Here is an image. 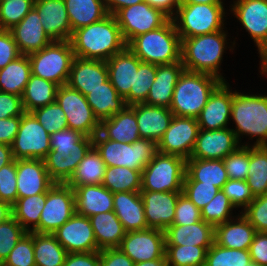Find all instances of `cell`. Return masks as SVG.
<instances>
[{
    "mask_svg": "<svg viewBox=\"0 0 267 266\" xmlns=\"http://www.w3.org/2000/svg\"><path fill=\"white\" fill-rule=\"evenodd\" d=\"M70 42L75 57L102 61H107L127 47L112 14L73 31Z\"/></svg>",
    "mask_w": 267,
    "mask_h": 266,
    "instance_id": "obj_1",
    "label": "cell"
},
{
    "mask_svg": "<svg viewBox=\"0 0 267 266\" xmlns=\"http://www.w3.org/2000/svg\"><path fill=\"white\" fill-rule=\"evenodd\" d=\"M92 147L93 138L70 128L51 134V150L43 159L51 180L66 184Z\"/></svg>",
    "mask_w": 267,
    "mask_h": 266,
    "instance_id": "obj_2",
    "label": "cell"
},
{
    "mask_svg": "<svg viewBox=\"0 0 267 266\" xmlns=\"http://www.w3.org/2000/svg\"><path fill=\"white\" fill-rule=\"evenodd\" d=\"M226 33L220 30L210 34L181 38V62L187 71L210 74L225 82L219 73Z\"/></svg>",
    "mask_w": 267,
    "mask_h": 266,
    "instance_id": "obj_3",
    "label": "cell"
},
{
    "mask_svg": "<svg viewBox=\"0 0 267 266\" xmlns=\"http://www.w3.org/2000/svg\"><path fill=\"white\" fill-rule=\"evenodd\" d=\"M127 47L145 63L163 65L181 61V38L172 19L158 29L134 37Z\"/></svg>",
    "mask_w": 267,
    "mask_h": 266,
    "instance_id": "obj_4",
    "label": "cell"
},
{
    "mask_svg": "<svg viewBox=\"0 0 267 266\" xmlns=\"http://www.w3.org/2000/svg\"><path fill=\"white\" fill-rule=\"evenodd\" d=\"M222 82L210 74L184 70L175 86L169 109L174 116L197 118L210 95Z\"/></svg>",
    "mask_w": 267,
    "mask_h": 266,
    "instance_id": "obj_5",
    "label": "cell"
},
{
    "mask_svg": "<svg viewBox=\"0 0 267 266\" xmlns=\"http://www.w3.org/2000/svg\"><path fill=\"white\" fill-rule=\"evenodd\" d=\"M93 147L106 166L134 170H143L158 153V144L154 140L140 138L134 143L118 142L104 138L99 132L93 137Z\"/></svg>",
    "mask_w": 267,
    "mask_h": 266,
    "instance_id": "obj_6",
    "label": "cell"
},
{
    "mask_svg": "<svg viewBox=\"0 0 267 266\" xmlns=\"http://www.w3.org/2000/svg\"><path fill=\"white\" fill-rule=\"evenodd\" d=\"M231 118L236 125L232 131L238 140L241 134H246L258 137L254 146H267V96L234 92Z\"/></svg>",
    "mask_w": 267,
    "mask_h": 266,
    "instance_id": "obj_7",
    "label": "cell"
},
{
    "mask_svg": "<svg viewBox=\"0 0 267 266\" xmlns=\"http://www.w3.org/2000/svg\"><path fill=\"white\" fill-rule=\"evenodd\" d=\"M223 4H180L171 18L180 38L195 37L222 30Z\"/></svg>",
    "mask_w": 267,
    "mask_h": 266,
    "instance_id": "obj_8",
    "label": "cell"
},
{
    "mask_svg": "<svg viewBox=\"0 0 267 266\" xmlns=\"http://www.w3.org/2000/svg\"><path fill=\"white\" fill-rule=\"evenodd\" d=\"M28 57L32 75L54 82L58 86L67 84L75 58L70 40L53 41Z\"/></svg>",
    "mask_w": 267,
    "mask_h": 266,
    "instance_id": "obj_9",
    "label": "cell"
},
{
    "mask_svg": "<svg viewBox=\"0 0 267 266\" xmlns=\"http://www.w3.org/2000/svg\"><path fill=\"white\" fill-rule=\"evenodd\" d=\"M185 174L184 158L158 152L142 170L141 190L182 191Z\"/></svg>",
    "mask_w": 267,
    "mask_h": 266,
    "instance_id": "obj_10",
    "label": "cell"
},
{
    "mask_svg": "<svg viewBox=\"0 0 267 266\" xmlns=\"http://www.w3.org/2000/svg\"><path fill=\"white\" fill-rule=\"evenodd\" d=\"M55 101L65 112L68 128L93 138L100 130V122L95 117L86 97L67 84L59 86Z\"/></svg>",
    "mask_w": 267,
    "mask_h": 266,
    "instance_id": "obj_11",
    "label": "cell"
},
{
    "mask_svg": "<svg viewBox=\"0 0 267 266\" xmlns=\"http://www.w3.org/2000/svg\"><path fill=\"white\" fill-rule=\"evenodd\" d=\"M75 214L74 190L67 184L54 183L46 193L36 233L52 234Z\"/></svg>",
    "mask_w": 267,
    "mask_h": 266,
    "instance_id": "obj_12",
    "label": "cell"
},
{
    "mask_svg": "<svg viewBox=\"0 0 267 266\" xmlns=\"http://www.w3.org/2000/svg\"><path fill=\"white\" fill-rule=\"evenodd\" d=\"M13 157L19 159H44L50 148V135L31 112H25L17 135L11 145Z\"/></svg>",
    "mask_w": 267,
    "mask_h": 266,
    "instance_id": "obj_13",
    "label": "cell"
},
{
    "mask_svg": "<svg viewBox=\"0 0 267 266\" xmlns=\"http://www.w3.org/2000/svg\"><path fill=\"white\" fill-rule=\"evenodd\" d=\"M126 44L134 37L163 26L170 18L147 2L118 10L114 14Z\"/></svg>",
    "mask_w": 267,
    "mask_h": 266,
    "instance_id": "obj_14",
    "label": "cell"
},
{
    "mask_svg": "<svg viewBox=\"0 0 267 266\" xmlns=\"http://www.w3.org/2000/svg\"><path fill=\"white\" fill-rule=\"evenodd\" d=\"M199 125L196 118L174 116L169 128L158 141V152L176 155L185 160L191 157Z\"/></svg>",
    "mask_w": 267,
    "mask_h": 266,
    "instance_id": "obj_15",
    "label": "cell"
},
{
    "mask_svg": "<svg viewBox=\"0 0 267 266\" xmlns=\"http://www.w3.org/2000/svg\"><path fill=\"white\" fill-rule=\"evenodd\" d=\"M118 248L134 263L166 258L165 232L151 228L126 232Z\"/></svg>",
    "mask_w": 267,
    "mask_h": 266,
    "instance_id": "obj_16",
    "label": "cell"
},
{
    "mask_svg": "<svg viewBox=\"0 0 267 266\" xmlns=\"http://www.w3.org/2000/svg\"><path fill=\"white\" fill-rule=\"evenodd\" d=\"M52 234L68 253L100 251L89 217L76 212Z\"/></svg>",
    "mask_w": 267,
    "mask_h": 266,
    "instance_id": "obj_17",
    "label": "cell"
},
{
    "mask_svg": "<svg viewBox=\"0 0 267 266\" xmlns=\"http://www.w3.org/2000/svg\"><path fill=\"white\" fill-rule=\"evenodd\" d=\"M181 193L182 191H140L148 228L165 231L173 224L177 200Z\"/></svg>",
    "mask_w": 267,
    "mask_h": 266,
    "instance_id": "obj_18",
    "label": "cell"
},
{
    "mask_svg": "<svg viewBox=\"0 0 267 266\" xmlns=\"http://www.w3.org/2000/svg\"><path fill=\"white\" fill-rule=\"evenodd\" d=\"M239 145V140L230 128L199 129L190 158L223 160L227 155L236 151Z\"/></svg>",
    "mask_w": 267,
    "mask_h": 266,
    "instance_id": "obj_19",
    "label": "cell"
},
{
    "mask_svg": "<svg viewBox=\"0 0 267 266\" xmlns=\"http://www.w3.org/2000/svg\"><path fill=\"white\" fill-rule=\"evenodd\" d=\"M16 172L18 198L47 193L54 185L42 159L16 160Z\"/></svg>",
    "mask_w": 267,
    "mask_h": 266,
    "instance_id": "obj_20",
    "label": "cell"
},
{
    "mask_svg": "<svg viewBox=\"0 0 267 266\" xmlns=\"http://www.w3.org/2000/svg\"><path fill=\"white\" fill-rule=\"evenodd\" d=\"M233 94L234 92H230L226 81L222 82L213 91L208 102L196 118L199 129L218 130L228 127Z\"/></svg>",
    "mask_w": 267,
    "mask_h": 266,
    "instance_id": "obj_21",
    "label": "cell"
},
{
    "mask_svg": "<svg viewBox=\"0 0 267 266\" xmlns=\"http://www.w3.org/2000/svg\"><path fill=\"white\" fill-rule=\"evenodd\" d=\"M34 8L39 13L45 33L53 41L71 39L72 29L64 0H36Z\"/></svg>",
    "mask_w": 267,
    "mask_h": 266,
    "instance_id": "obj_22",
    "label": "cell"
},
{
    "mask_svg": "<svg viewBox=\"0 0 267 266\" xmlns=\"http://www.w3.org/2000/svg\"><path fill=\"white\" fill-rule=\"evenodd\" d=\"M10 32L21 55H29L40 51L53 42L45 33L39 13L34 7L18 24L10 29Z\"/></svg>",
    "mask_w": 267,
    "mask_h": 266,
    "instance_id": "obj_23",
    "label": "cell"
},
{
    "mask_svg": "<svg viewBox=\"0 0 267 266\" xmlns=\"http://www.w3.org/2000/svg\"><path fill=\"white\" fill-rule=\"evenodd\" d=\"M108 80L106 61L75 57L67 85L86 96Z\"/></svg>",
    "mask_w": 267,
    "mask_h": 266,
    "instance_id": "obj_24",
    "label": "cell"
},
{
    "mask_svg": "<svg viewBox=\"0 0 267 266\" xmlns=\"http://www.w3.org/2000/svg\"><path fill=\"white\" fill-rule=\"evenodd\" d=\"M232 11L259 48L267 40V0H237Z\"/></svg>",
    "mask_w": 267,
    "mask_h": 266,
    "instance_id": "obj_25",
    "label": "cell"
},
{
    "mask_svg": "<svg viewBox=\"0 0 267 266\" xmlns=\"http://www.w3.org/2000/svg\"><path fill=\"white\" fill-rule=\"evenodd\" d=\"M141 62L128 47L106 61L108 79L123 99L134 89L135 71Z\"/></svg>",
    "mask_w": 267,
    "mask_h": 266,
    "instance_id": "obj_26",
    "label": "cell"
},
{
    "mask_svg": "<svg viewBox=\"0 0 267 266\" xmlns=\"http://www.w3.org/2000/svg\"><path fill=\"white\" fill-rule=\"evenodd\" d=\"M131 106L135 109L140 138L158 143L174 117L172 111L168 107L150 106L144 103Z\"/></svg>",
    "mask_w": 267,
    "mask_h": 266,
    "instance_id": "obj_27",
    "label": "cell"
},
{
    "mask_svg": "<svg viewBox=\"0 0 267 266\" xmlns=\"http://www.w3.org/2000/svg\"><path fill=\"white\" fill-rule=\"evenodd\" d=\"M184 70L181 61L157 65L155 80L144 104L170 108L175 86Z\"/></svg>",
    "mask_w": 267,
    "mask_h": 266,
    "instance_id": "obj_28",
    "label": "cell"
},
{
    "mask_svg": "<svg viewBox=\"0 0 267 266\" xmlns=\"http://www.w3.org/2000/svg\"><path fill=\"white\" fill-rule=\"evenodd\" d=\"M113 211L126 232L148 229L140 192L113 193Z\"/></svg>",
    "mask_w": 267,
    "mask_h": 266,
    "instance_id": "obj_29",
    "label": "cell"
},
{
    "mask_svg": "<svg viewBox=\"0 0 267 266\" xmlns=\"http://www.w3.org/2000/svg\"><path fill=\"white\" fill-rule=\"evenodd\" d=\"M75 212L90 217L98 213L113 211V193L98 185H81L74 189Z\"/></svg>",
    "mask_w": 267,
    "mask_h": 266,
    "instance_id": "obj_30",
    "label": "cell"
},
{
    "mask_svg": "<svg viewBox=\"0 0 267 266\" xmlns=\"http://www.w3.org/2000/svg\"><path fill=\"white\" fill-rule=\"evenodd\" d=\"M233 220L215 226L214 242L224 248L249 250L256 229L242 213L237 222Z\"/></svg>",
    "mask_w": 267,
    "mask_h": 266,
    "instance_id": "obj_31",
    "label": "cell"
},
{
    "mask_svg": "<svg viewBox=\"0 0 267 266\" xmlns=\"http://www.w3.org/2000/svg\"><path fill=\"white\" fill-rule=\"evenodd\" d=\"M164 232L166 245L211 247L215 227L201 220L190 225H171Z\"/></svg>",
    "mask_w": 267,
    "mask_h": 266,
    "instance_id": "obj_32",
    "label": "cell"
},
{
    "mask_svg": "<svg viewBox=\"0 0 267 266\" xmlns=\"http://www.w3.org/2000/svg\"><path fill=\"white\" fill-rule=\"evenodd\" d=\"M99 133L106 139L134 143L140 139L135 109L126 106L121 112L100 122Z\"/></svg>",
    "mask_w": 267,
    "mask_h": 266,
    "instance_id": "obj_33",
    "label": "cell"
},
{
    "mask_svg": "<svg viewBox=\"0 0 267 266\" xmlns=\"http://www.w3.org/2000/svg\"><path fill=\"white\" fill-rule=\"evenodd\" d=\"M228 180L223 160L196 158L186 160L184 181H200L203 184L214 185L221 190Z\"/></svg>",
    "mask_w": 267,
    "mask_h": 266,
    "instance_id": "obj_34",
    "label": "cell"
},
{
    "mask_svg": "<svg viewBox=\"0 0 267 266\" xmlns=\"http://www.w3.org/2000/svg\"><path fill=\"white\" fill-rule=\"evenodd\" d=\"M89 219L100 250L120 246L126 231L114 211L98 213Z\"/></svg>",
    "mask_w": 267,
    "mask_h": 266,
    "instance_id": "obj_35",
    "label": "cell"
},
{
    "mask_svg": "<svg viewBox=\"0 0 267 266\" xmlns=\"http://www.w3.org/2000/svg\"><path fill=\"white\" fill-rule=\"evenodd\" d=\"M85 97L99 122L121 112L127 106L109 79Z\"/></svg>",
    "mask_w": 267,
    "mask_h": 266,
    "instance_id": "obj_36",
    "label": "cell"
},
{
    "mask_svg": "<svg viewBox=\"0 0 267 266\" xmlns=\"http://www.w3.org/2000/svg\"><path fill=\"white\" fill-rule=\"evenodd\" d=\"M66 10L73 31L78 28L93 24L109 13L104 0H64Z\"/></svg>",
    "mask_w": 267,
    "mask_h": 266,
    "instance_id": "obj_37",
    "label": "cell"
},
{
    "mask_svg": "<svg viewBox=\"0 0 267 266\" xmlns=\"http://www.w3.org/2000/svg\"><path fill=\"white\" fill-rule=\"evenodd\" d=\"M106 167L100 154L92 147L80 161L75 172L66 184L73 190L81 185L102 184Z\"/></svg>",
    "mask_w": 267,
    "mask_h": 266,
    "instance_id": "obj_38",
    "label": "cell"
},
{
    "mask_svg": "<svg viewBox=\"0 0 267 266\" xmlns=\"http://www.w3.org/2000/svg\"><path fill=\"white\" fill-rule=\"evenodd\" d=\"M58 87L54 82L31 74L21 96L24 111L32 112L55 102Z\"/></svg>",
    "mask_w": 267,
    "mask_h": 266,
    "instance_id": "obj_39",
    "label": "cell"
},
{
    "mask_svg": "<svg viewBox=\"0 0 267 266\" xmlns=\"http://www.w3.org/2000/svg\"><path fill=\"white\" fill-rule=\"evenodd\" d=\"M31 75L28 55H21L0 69V92L22 96Z\"/></svg>",
    "mask_w": 267,
    "mask_h": 266,
    "instance_id": "obj_40",
    "label": "cell"
},
{
    "mask_svg": "<svg viewBox=\"0 0 267 266\" xmlns=\"http://www.w3.org/2000/svg\"><path fill=\"white\" fill-rule=\"evenodd\" d=\"M36 266H63L68 252L53 234L33 232Z\"/></svg>",
    "mask_w": 267,
    "mask_h": 266,
    "instance_id": "obj_41",
    "label": "cell"
},
{
    "mask_svg": "<svg viewBox=\"0 0 267 266\" xmlns=\"http://www.w3.org/2000/svg\"><path fill=\"white\" fill-rule=\"evenodd\" d=\"M142 170L122 166H107L102 185L115 192H140Z\"/></svg>",
    "mask_w": 267,
    "mask_h": 266,
    "instance_id": "obj_42",
    "label": "cell"
},
{
    "mask_svg": "<svg viewBox=\"0 0 267 266\" xmlns=\"http://www.w3.org/2000/svg\"><path fill=\"white\" fill-rule=\"evenodd\" d=\"M45 202L46 193L18 198L12 205V216L27 232H33L39 226L40 214Z\"/></svg>",
    "mask_w": 267,
    "mask_h": 266,
    "instance_id": "obj_43",
    "label": "cell"
},
{
    "mask_svg": "<svg viewBox=\"0 0 267 266\" xmlns=\"http://www.w3.org/2000/svg\"><path fill=\"white\" fill-rule=\"evenodd\" d=\"M247 184L254 197L267 193V146H250Z\"/></svg>",
    "mask_w": 267,
    "mask_h": 266,
    "instance_id": "obj_44",
    "label": "cell"
},
{
    "mask_svg": "<svg viewBox=\"0 0 267 266\" xmlns=\"http://www.w3.org/2000/svg\"><path fill=\"white\" fill-rule=\"evenodd\" d=\"M210 247L166 245L168 266H204Z\"/></svg>",
    "mask_w": 267,
    "mask_h": 266,
    "instance_id": "obj_45",
    "label": "cell"
},
{
    "mask_svg": "<svg viewBox=\"0 0 267 266\" xmlns=\"http://www.w3.org/2000/svg\"><path fill=\"white\" fill-rule=\"evenodd\" d=\"M250 263L249 250L224 248L214 242L206 252L204 266H245Z\"/></svg>",
    "mask_w": 267,
    "mask_h": 266,
    "instance_id": "obj_46",
    "label": "cell"
},
{
    "mask_svg": "<svg viewBox=\"0 0 267 266\" xmlns=\"http://www.w3.org/2000/svg\"><path fill=\"white\" fill-rule=\"evenodd\" d=\"M157 65L141 62L135 71L134 89L124 99L127 106L144 103L148 97L151 85L155 80Z\"/></svg>",
    "mask_w": 267,
    "mask_h": 266,
    "instance_id": "obj_47",
    "label": "cell"
},
{
    "mask_svg": "<svg viewBox=\"0 0 267 266\" xmlns=\"http://www.w3.org/2000/svg\"><path fill=\"white\" fill-rule=\"evenodd\" d=\"M235 208L221 190L201 209L202 220L212 226L222 224L232 218L230 211Z\"/></svg>",
    "mask_w": 267,
    "mask_h": 266,
    "instance_id": "obj_48",
    "label": "cell"
},
{
    "mask_svg": "<svg viewBox=\"0 0 267 266\" xmlns=\"http://www.w3.org/2000/svg\"><path fill=\"white\" fill-rule=\"evenodd\" d=\"M33 7V0H0V29L10 30Z\"/></svg>",
    "mask_w": 267,
    "mask_h": 266,
    "instance_id": "obj_49",
    "label": "cell"
},
{
    "mask_svg": "<svg viewBox=\"0 0 267 266\" xmlns=\"http://www.w3.org/2000/svg\"><path fill=\"white\" fill-rule=\"evenodd\" d=\"M49 135L68 128L65 112L55 101L31 112Z\"/></svg>",
    "mask_w": 267,
    "mask_h": 266,
    "instance_id": "obj_50",
    "label": "cell"
},
{
    "mask_svg": "<svg viewBox=\"0 0 267 266\" xmlns=\"http://www.w3.org/2000/svg\"><path fill=\"white\" fill-rule=\"evenodd\" d=\"M223 161L229 179L247 180L250 163V146L240 145L236 151L227 155Z\"/></svg>",
    "mask_w": 267,
    "mask_h": 266,
    "instance_id": "obj_51",
    "label": "cell"
},
{
    "mask_svg": "<svg viewBox=\"0 0 267 266\" xmlns=\"http://www.w3.org/2000/svg\"><path fill=\"white\" fill-rule=\"evenodd\" d=\"M26 233L27 231L13 216L0 224V264Z\"/></svg>",
    "mask_w": 267,
    "mask_h": 266,
    "instance_id": "obj_52",
    "label": "cell"
},
{
    "mask_svg": "<svg viewBox=\"0 0 267 266\" xmlns=\"http://www.w3.org/2000/svg\"><path fill=\"white\" fill-rule=\"evenodd\" d=\"M2 264L4 266H36L34 260L33 232H27L21 237Z\"/></svg>",
    "mask_w": 267,
    "mask_h": 266,
    "instance_id": "obj_53",
    "label": "cell"
},
{
    "mask_svg": "<svg viewBox=\"0 0 267 266\" xmlns=\"http://www.w3.org/2000/svg\"><path fill=\"white\" fill-rule=\"evenodd\" d=\"M219 190L214 185L203 184L200 181H184L182 187V193L200 210L214 198Z\"/></svg>",
    "mask_w": 267,
    "mask_h": 266,
    "instance_id": "obj_54",
    "label": "cell"
},
{
    "mask_svg": "<svg viewBox=\"0 0 267 266\" xmlns=\"http://www.w3.org/2000/svg\"><path fill=\"white\" fill-rule=\"evenodd\" d=\"M16 160L0 168V201L11 206L18 199Z\"/></svg>",
    "mask_w": 267,
    "mask_h": 266,
    "instance_id": "obj_55",
    "label": "cell"
},
{
    "mask_svg": "<svg viewBox=\"0 0 267 266\" xmlns=\"http://www.w3.org/2000/svg\"><path fill=\"white\" fill-rule=\"evenodd\" d=\"M222 191L235 208L243 207L245 209L255 198L246 180L229 179L223 185Z\"/></svg>",
    "mask_w": 267,
    "mask_h": 266,
    "instance_id": "obj_56",
    "label": "cell"
},
{
    "mask_svg": "<svg viewBox=\"0 0 267 266\" xmlns=\"http://www.w3.org/2000/svg\"><path fill=\"white\" fill-rule=\"evenodd\" d=\"M241 213L257 232H267V193L255 197Z\"/></svg>",
    "mask_w": 267,
    "mask_h": 266,
    "instance_id": "obj_57",
    "label": "cell"
},
{
    "mask_svg": "<svg viewBox=\"0 0 267 266\" xmlns=\"http://www.w3.org/2000/svg\"><path fill=\"white\" fill-rule=\"evenodd\" d=\"M202 220L201 210L183 193L179 195L172 225H190Z\"/></svg>",
    "mask_w": 267,
    "mask_h": 266,
    "instance_id": "obj_58",
    "label": "cell"
},
{
    "mask_svg": "<svg viewBox=\"0 0 267 266\" xmlns=\"http://www.w3.org/2000/svg\"><path fill=\"white\" fill-rule=\"evenodd\" d=\"M21 53L10 30L0 29V69L16 60Z\"/></svg>",
    "mask_w": 267,
    "mask_h": 266,
    "instance_id": "obj_59",
    "label": "cell"
},
{
    "mask_svg": "<svg viewBox=\"0 0 267 266\" xmlns=\"http://www.w3.org/2000/svg\"><path fill=\"white\" fill-rule=\"evenodd\" d=\"M24 113L22 98L20 96L0 92V119L22 116Z\"/></svg>",
    "mask_w": 267,
    "mask_h": 266,
    "instance_id": "obj_60",
    "label": "cell"
},
{
    "mask_svg": "<svg viewBox=\"0 0 267 266\" xmlns=\"http://www.w3.org/2000/svg\"><path fill=\"white\" fill-rule=\"evenodd\" d=\"M249 253L251 262L267 266V232H257L250 244Z\"/></svg>",
    "mask_w": 267,
    "mask_h": 266,
    "instance_id": "obj_61",
    "label": "cell"
},
{
    "mask_svg": "<svg viewBox=\"0 0 267 266\" xmlns=\"http://www.w3.org/2000/svg\"><path fill=\"white\" fill-rule=\"evenodd\" d=\"M134 264L119 248L100 250V266H134Z\"/></svg>",
    "mask_w": 267,
    "mask_h": 266,
    "instance_id": "obj_62",
    "label": "cell"
},
{
    "mask_svg": "<svg viewBox=\"0 0 267 266\" xmlns=\"http://www.w3.org/2000/svg\"><path fill=\"white\" fill-rule=\"evenodd\" d=\"M63 266H100V251L68 253Z\"/></svg>",
    "mask_w": 267,
    "mask_h": 266,
    "instance_id": "obj_63",
    "label": "cell"
},
{
    "mask_svg": "<svg viewBox=\"0 0 267 266\" xmlns=\"http://www.w3.org/2000/svg\"><path fill=\"white\" fill-rule=\"evenodd\" d=\"M21 116L0 119V143L12 145L17 135Z\"/></svg>",
    "mask_w": 267,
    "mask_h": 266,
    "instance_id": "obj_64",
    "label": "cell"
},
{
    "mask_svg": "<svg viewBox=\"0 0 267 266\" xmlns=\"http://www.w3.org/2000/svg\"><path fill=\"white\" fill-rule=\"evenodd\" d=\"M145 2H147L153 8L161 10L170 19L175 15L174 11H177L181 4L180 0H145Z\"/></svg>",
    "mask_w": 267,
    "mask_h": 266,
    "instance_id": "obj_65",
    "label": "cell"
},
{
    "mask_svg": "<svg viewBox=\"0 0 267 266\" xmlns=\"http://www.w3.org/2000/svg\"><path fill=\"white\" fill-rule=\"evenodd\" d=\"M144 1L145 0H104L108 13L112 15L122 8L139 4Z\"/></svg>",
    "mask_w": 267,
    "mask_h": 266,
    "instance_id": "obj_66",
    "label": "cell"
},
{
    "mask_svg": "<svg viewBox=\"0 0 267 266\" xmlns=\"http://www.w3.org/2000/svg\"><path fill=\"white\" fill-rule=\"evenodd\" d=\"M14 160L10 145L0 143V168Z\"/></svg>",
    "mask_w": 267,
    "mask_h": 266,
    "instance_id": "obj_67",
    "label": "cell"
},
{
    "mask_svg": "<svg viewBox=\"0 0 267 266\" xmlns=\"http://www.w3.org/2000/svg\"><path fill=\"white\" fill-rule=\"evenodd\" d=\"M12 217V206L4 201H0V224Z\"/></svg>",
    "mask_w": 267,
    "mask_h": 266,
    "instance_id": "obj_68",
    "label": "cell"
},
{
    "mask_svg": "<svg viewBox=\"0 0 267 266\" xmlns=\"http://www.w3.org/2000/svg\"><path fill=\"white\" fill-rule=\"evenodd\" d=\"M261 58V73L267 74V40L258 48Z\"/></svg>",
    "mask_w": 267,
    "mask_h": 266,
    "instance_id": "obj_69",
    "label": "cell"
},
{
    "mask_svg": "<svg viewBox=\"0 0 267 266\" xmlns=\"http://www.w3.org/2000/svg\"><path fill=\"white\" fill-rule=\"evenodd\" d=\"M134 266H168L167 258L135 263Z\"/></svg>",
    "mask_w": 267,
    "mask_h": 266,
    "instance_id": "obj_70",
    "label": "cell"
},
{
    "mask_svg": "<svg viewBox=\"0 0 267 266\" xmlns=\"http://www.w3.org/2000/svg\"><path fill=\"white\" fill-rule=\"evenodd\" d=\"M181 4H223L221 0H180Z\"/></svg>",
    "mask_w": 267,
    "mask_h": 266,
    "instance_id": "obj_71",
    "label": "cell"
},
{
    "mask_svg": "<svg viewBox=\"0 0 267 266\" xmlns=\"http://www.w3.org/2000/svg\"><path fill=\"white\" fill-rule=\"evenodd\" d=\"M245 266H260V265H257V264H255V263L251 262L250 264L245 265Z\"/></svg>",
    "mask_w": 267,
    "mask_h": 266,
    "instance_id": "obj_72",
    "label": "cell"
}]
</instances>
